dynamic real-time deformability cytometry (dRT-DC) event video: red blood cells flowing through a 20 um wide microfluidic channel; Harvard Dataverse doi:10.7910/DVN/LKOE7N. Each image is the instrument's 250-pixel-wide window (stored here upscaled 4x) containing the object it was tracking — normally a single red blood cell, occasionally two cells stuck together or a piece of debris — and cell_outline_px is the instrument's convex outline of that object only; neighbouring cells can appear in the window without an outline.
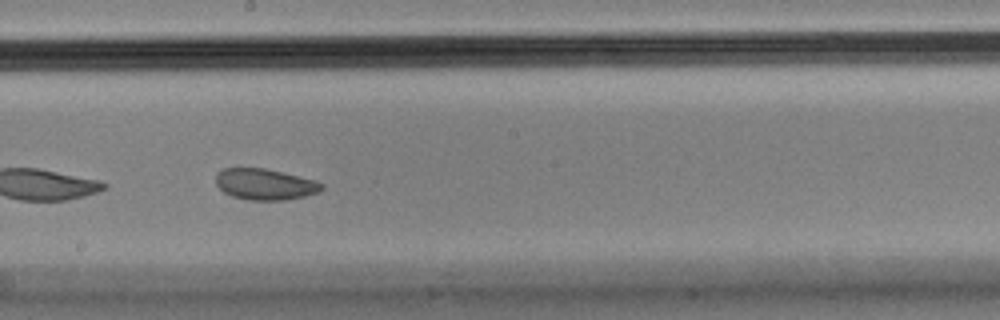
{"species": "Egyptian fruit bat (a non-hibernating species)", "species_latin": "Rousettus aegyptiacus", "temperature_condition": "cold", "stored_images_in_passage": 33, "camera_frame_rate_fps": 3000, "um_per_image_px": 0.085, "animal": {"sex": "male"}, "frame": {"image": 1, "passage_image": 15, "time_ms": 4.667, "image_size_px": [1000, 320], "cell_outline_px": [[324, 188], [316, 192], [304, 196], [284, 200], [248, 200], [232, 196], [224, 192], [216, 184], [216, 172], [224, 168], [264, 168], [316, 180], [324, 184]], "centroid_in_image_um": [22.51, 15.66], "position_along_channel_um": 225.7, "area_um2": 19.13}}
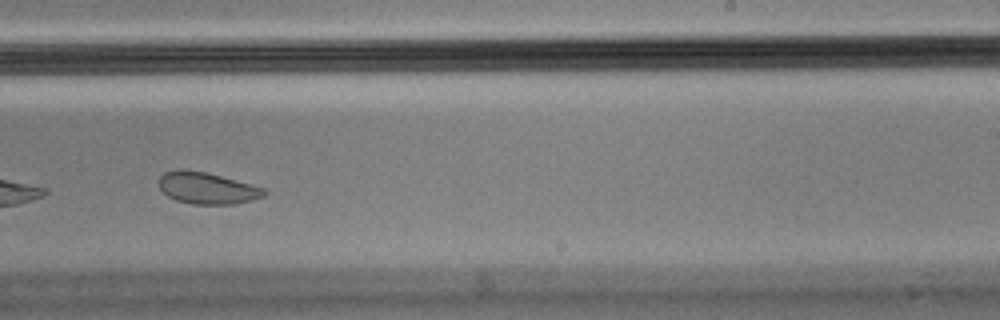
{"frame": {"image": 2, "passage_image": 19, "time_ms": 6.0, "image_size_px": [1000, 320], "cell_outline_px": [[268, 192], [264, 196], [252, 200], [236, 204], [192, 204], [176, 200], [168, 196], [160, 188], [160, 176], [164, 172], [180, 168], [204, 172], [220, 176], [264, 188]], "centroid_in_image_um": [17.6, 15.99], "position_along_channel_um": 271.4, "area_um2": 19.25}, "authors_computed_cell_mechanics": {"area_um2": 19.652, "velocity_mm_per_s": 3.4423, "shape_relaxation_time_tau1_ms": null, "shape_relaxation_time_tau2_ms": 1.6103, "deformation_change_tau1": null, "deformation_change_tau2": 0.0546}}